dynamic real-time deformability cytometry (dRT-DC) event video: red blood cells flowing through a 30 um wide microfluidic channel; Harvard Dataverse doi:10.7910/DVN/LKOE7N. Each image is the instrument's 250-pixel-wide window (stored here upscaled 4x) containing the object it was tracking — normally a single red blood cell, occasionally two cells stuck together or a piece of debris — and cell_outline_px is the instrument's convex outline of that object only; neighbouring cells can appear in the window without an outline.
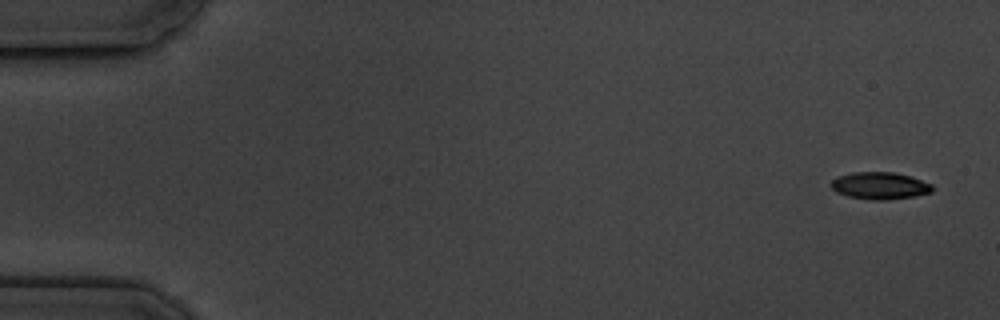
{"species": "common noctule bat (a hibernating species)", "species_latin": "Nyctalus noctula", "temperature_condition": "cold", "stored_images_in_passage": 5, "camera_frame_rate_fps": 3000, "um_per_image_px": 0.085, "animal": {"sex": "male", "body_mass_g": 19.5, "forearm_length_mm": 54.6}, "frame": {"image": 1, "passage_image": 5, "time_ms": 5.667, "image_size_px": [1000, 320], "cell_outline_px": [[932, 192], [912, 196], [884, 200], [872, 200], [848, 196], [836, 192], [832, 188], [832, 180], [840, 176], [852, 172], [892, 172], [912, 176], [932, 184]], "centroid_in_image_um": [74.8, 15.78], "position_along_channel_um": 10.2, "area_um2": 15.84}}